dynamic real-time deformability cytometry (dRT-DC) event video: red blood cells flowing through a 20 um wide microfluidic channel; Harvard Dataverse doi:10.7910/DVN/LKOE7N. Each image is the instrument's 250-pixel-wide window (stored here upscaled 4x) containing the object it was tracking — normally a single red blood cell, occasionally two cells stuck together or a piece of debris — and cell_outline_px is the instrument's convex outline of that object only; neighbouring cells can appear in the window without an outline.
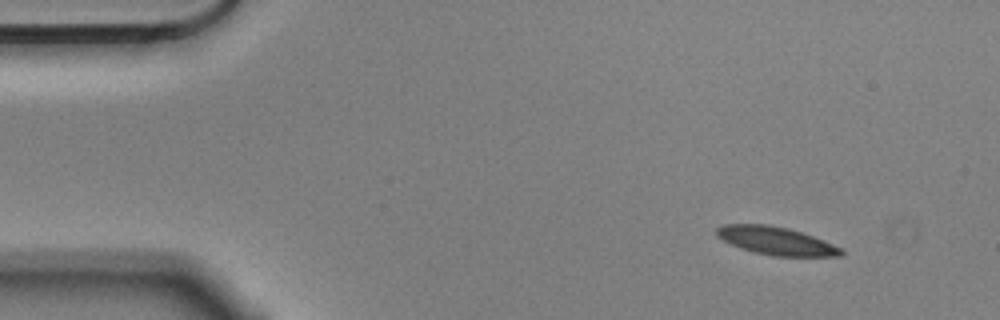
{"species": "Egyptian fruit bat (a non-hibernating species)", "species_latin": "Rousettus aegyptiacus", "temperature_condition": "cold", "stored_images_in_passage": 4, "camera_frame_rate_fps": 3000, "um_per_image_px": 0.085, "animal": {"sex": "male"}, "frame": {"image": 1, "passage_image": 1, "time_ms": 0.0, "image_size_px": [1000, 320], "cell_outline_px": [[844, 256], [772, 256], [740, 248], [716, 236], [716, 228], [724, 224], [768, 224], [788, 228], [824, 240], [844, 248]], "centroid_in_image_um": [66.0, 20.47], "position_along_channel_um": 19.0, "area_um2": 20.35}}
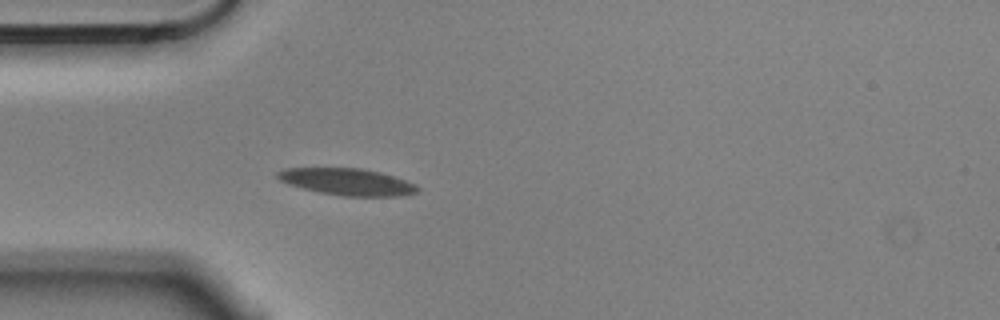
{"frame": {"image": 2, "passage_image": 4, "time_ms": 1.0, "image_size_px": [1000, 320], "cell_outline_px": [[420, 188], [416, 192], [404, 196], [340, 196], [320, 192], [288, 184], [280, 180], [276, 176], [276, 172], [284, 168], [360, 168], [380, 172], [416, 184]], "centroid_in_image_um": [29.51, 15.45], "position_along_channel_um": 55.5, "area_um2": 21.79}}